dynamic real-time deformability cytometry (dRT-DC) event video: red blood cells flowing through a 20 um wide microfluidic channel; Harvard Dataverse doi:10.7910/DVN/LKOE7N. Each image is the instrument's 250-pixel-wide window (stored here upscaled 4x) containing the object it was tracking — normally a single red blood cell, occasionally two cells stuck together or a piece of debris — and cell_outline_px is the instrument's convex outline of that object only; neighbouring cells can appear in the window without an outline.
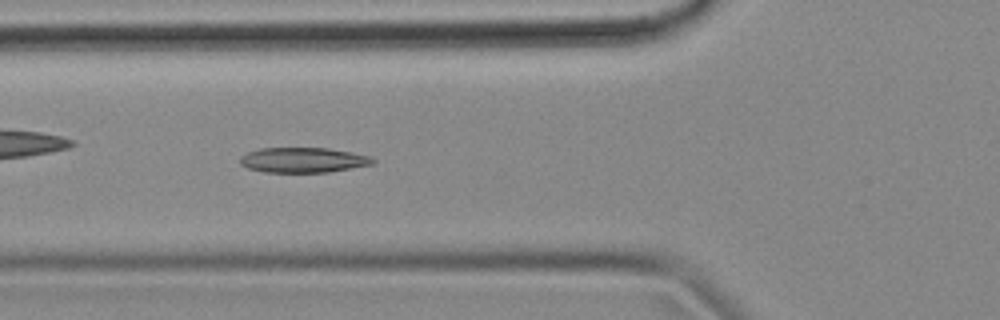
{"species": "common noctule bat (a hibernating species)", "species_latin": "Nyctalus noctula", "temperature_condition": "cold", "stored_images_in_passage": 50, "camera_frame_rate_fps": 3000, "um_per_image_px": 0.085, "animal": {"sex": "female", "body_mass_g": 18.4}, "frame": {"image": 1, "passage_image": 15, "time_ms": 4.667, "image_size_px": [1000, 320], "cell_outline_px": [[376, 160], [372, 164], [328, 172], [264, 172], [248, 168], [240, 164], [240, 156], [248, 152], [260, 148], [328, 148], [368, 156]], "centroid_in_image_um": [25.71, 13.6], "position_along_channel_um": 100.1, "area_um2": 19.19}}
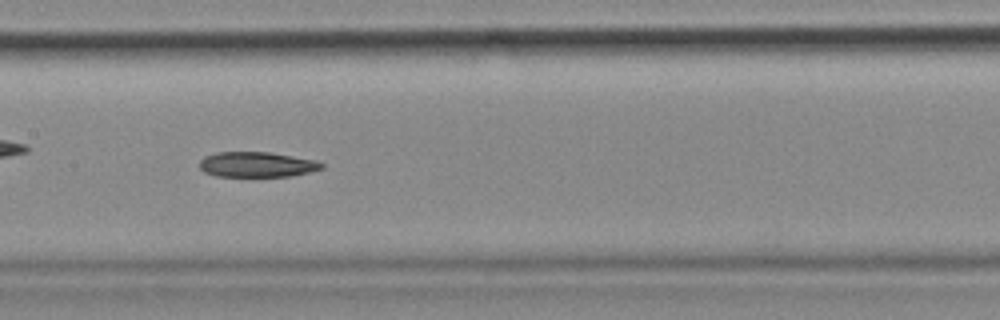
{"frame": {"image": 2, "passage_image": 22, "time_ms": 7.0, "image_size_px": [1000, 320], "cell_outline_px": [[324, 168], [308, 172], [288, 176], [216, 176], [204, 172], [200, 168], [200, 160], [204, 156], [216, 152], [268, 152], [316, 160], [324, 164]], "centroid_in_image_um": [21.81, 13.98], "position_along_channel_um": 185.6, "area_um2": 17.86}}